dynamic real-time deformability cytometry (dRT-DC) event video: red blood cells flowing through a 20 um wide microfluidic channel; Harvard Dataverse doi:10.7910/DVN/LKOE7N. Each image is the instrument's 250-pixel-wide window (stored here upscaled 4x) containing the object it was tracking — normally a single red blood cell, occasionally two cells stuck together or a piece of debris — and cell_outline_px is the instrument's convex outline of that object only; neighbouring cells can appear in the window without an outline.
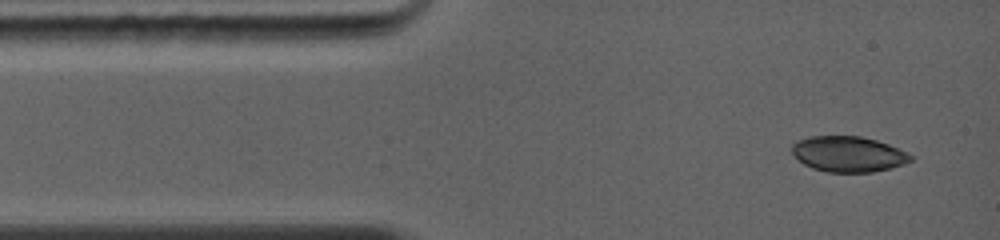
{"species": "common noctule bat (a hibernating species)", "species_latin": "Nyctalus noctula", "temperature_condition": "warm", "stored_images_in_passage": 3, "camera_frame_rate_fps": 5000, "um_per_image_px": 0.085, "animal": {"sex": "female", "body_mass_g": 19.0, "forearm_length_mm": 56.7}, "frame": {"image": 1, "passage_image": 1, "time_ms": 0.0, "image_size_px": [1000, 240], "cell_outline_px": [[912, 160], [904, 164], [872, 172], [828, 172], [812, 168], [804, 164], [792, 152], [792, 144], [796, 140], [812, 136], [860, 136], [876, 140], [888, 144], [912, 156]], "centroid_in_image_um": [72.07, 13.09], "position_along_channel_um": 12.9, "area_um2": 24.33}}
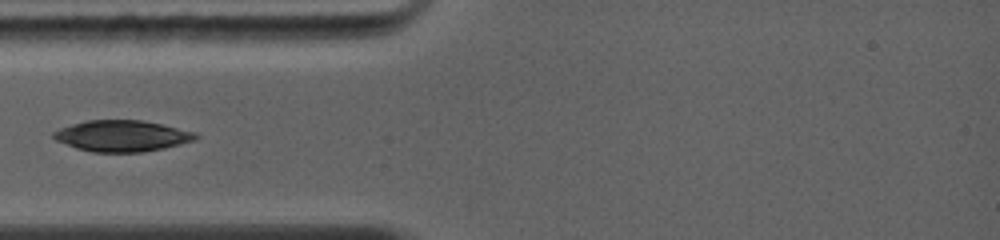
{"frame": {"image": 2, "passage_image": 3, "time_ms": 2.6, "image_size_px": [1000, 240], "cell_outline_px": [[200, 136], [196, 140], [164, 148], [140, 152], [92, 152], [76, 148], [56, 140], [52, 136], [52, 132], [60, 128], [72, 124], [88, 120], [140, 120], [160, 124], [196, 132]], "centroid_in_image_um": [10.37, 11.55], "position_along_channel_um": 74.6, "area_um2": 25.72}}